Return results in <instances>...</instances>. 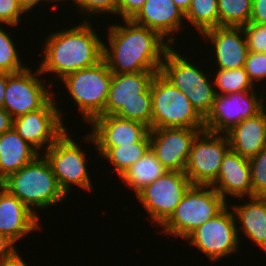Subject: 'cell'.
<instances>
[{"label":"cell","mask_w":266,"mask_h":266,"mask_svg":"<svg viewBox=\"0 0 266 266\" xmlns=\"http://www.w3.org/2000/svg\"><path fill=\"white\" fill-rule=\"evenodd\" d=\"M230 150L226 134L200 131L195 137L185 174L192 185H211L219 174L225 154Z\"/></svg>","instance_id":"obj_9"},{"label":"cell","mask_w":266,"mask_h":266,"mask_svg":"<svg viewBox=\"0 0 266 266\" xmlns=\"http://www.w3.org/2000/svg\"><path fill=\"white\" fill-rule=\"evenodd\" d=\"M173 46L166 52L160 73L185 95L195 85L213 84L201 68L191 64Z\"/></svg>","instance_id":"obj_22"},{"label":"cell","mask_w":266,"mask_h":266,"mask_svg":"<svg viewBox=\"0 0 266 266\" xmlns=\"http://www.w3.org/2000/svg\"><path fill=\"white\" fill-rule=\"evenodd\" d=\"M192 0H173V2L176 4V6L184 13L186 14L189 10L190 4Z\"/></svg>","instance_id":"obj_45"},{"label":"cell","mask_w":266,"mask_h":266,"mask_svg":"<svg viewBox=\"0 0 266 266\" xmlns=\"http://www.w3.org/2000/svg\"><path fill=\"white\" fill-rule=\"evenodd\" d=\"M12 125L13 118L11 115L4 108H0V135L10 130Z\"/></svg>","instance_id":"obj_42"},{"label":"cell","mask_w":266,"mask_h":266,"mask_svg":"<svg viewBox=\"0 0 266 266\" xmlns=\"http://www.w3.org/2000/svg\"><path fill=\"white\" fill-rule=\"evenodd\" d=\"M92 28L86 19L72 28L51 33L44 42L38 67L42 75L52 72L61 80L69 73L102 61L104 43Z\"/></svg>","instance_id":"obj_2"},{"label":"cell","mask_w":266,"mask_h":266,"mask_svg":"<svg viewBox=\"0 0 266 266\" xmlns=\"http://www.w3.org/2000/svg\"><path fill=\"white\" fill-rule=\"evenodd\" d=\"M189 21L201 35L219 26L218 0H192L189 10L185 14Z\"/></svg>","instance_id":"obj_27"},{"label":"cell","mask_w":266,"mask_h":266,"mask_svg":"<svg viewBox=\"0 0 266 266\" xmlns=\"http://www.w3.org/2000/svg\"><path fill=\"white\" fill-rule=\"evenodd\" d=\"M216 74H214L213 80L216 95L235 93L243 90H255V86L249 79L244 67L217 69Z\"/></svg>","instance_id":"obj_29"},{"label":"cell","mask_w":266,"mask_h":266,"mask_svg":"<svg viewBox=\"0 0 266 266\" xmlns=\"http://www.w3.org/2000/svg\"><path fill=\"white\" fill-rule=\"evenodd\" d=\"M18 2L23 10L27 13L32 10V8L37 6V4H39L40 2H44V0H18Z\"/></svg>","instance_id":"obj_44"},{"label":"cell","mask_w":266,"mask_h":266,"mask_svg":"<svg viewBox=\"0 0 266 266\" xmlns=\"http://www.w3.org/2000/svg\"><path fill=\"white\" fill-rule=\"evenodd\" d=\"M245 71L249 79L255 84L266 78V52L249 51L246 57Z\"/></svg>","instance_id":"obj_35"},{"label":"cell","mask_w":266,"mask_h":266,"mask_svg":"<svg viewBox=\"0 0 266 266\" xmlns=\"http://www.w3.org/2000/svg\"><path fill=\"white\" fill-rule=\"evenodd\" d=\"M252 196L266 197V148L249 158Z\"/></svg>","instance_id":"obj_33"},{"label":"cell","mask_w":266,"mask_h":266,"mask_svg":"<svg viewBox=\"0 0 266 266\" xmlns=\"http://www.w3.org/2000/svg\"><path fill=\"white\" fill-rule=\"evenodd\" d=\"M230 150L251 158L266 148V108L257 116L244 119L225 133Z\"/></svg>","instance_id":"obj_21"},{"label":"cell","mask_w":266,"mask_h":266,"mask_svg":"<svg viewBox=\"0 0 266 266\" xmlns=\"http://www.w3.org/2000/svg\"><path fill=\"white\" fill-rule=\"evenodd\" d=\"M56 102L53 97L42 109L13 118L12 127L38 152H42L43 148L44 151L48 150L66 131L64 120H62L63 113L56 106Z\"/></svg>","instance_id":"obj_13"},{"label":"cell","mask_w":266,"mask_h":266,"mask_svg":"<svg viewBox=\"0 0 266 266\" xmlns=\"http://www.w3.org/2000/svg\"><path fill=\"white\" fill-rule=\"evenodd\" d=\"M1 26L2 24H0V71L8 74L20 72L28 66H24L13 39Z\"/></svg>","instance_id":"obj_31"},{"label":"cell","mask_w":266,"mask_h":266,"mask_svg":"<svg viewBox=\"0 0 266 266\" xmlns=\"http://www.w3.org/2000/svg\"><path fill=\"white\" fill-rule=\"evenodd\" d=\"M242 205L233 204L236 223L240 224L244 235L266 251V197H248Z\"/></svg>","instance_id":"obj_24"},{"label":"cell","mask_w":266,"mask_h":266,"mask_svg":"<svg viewBox=\"0 0 266 266\" xmlns=\"http://www.w3.org/2000/svg\"><path fill=\"white\" fill-rule=\"evenodd\" d=\"M205 129L156 128L150 129L151 149L168 171H185L192 143Z\"/></svg>","instance_id":"obj_15"},{"label":"cell","mask_w":266,"mask_h":266,"mask_svg":"<svg viewBox=\"0 0 266 266\" xmlns=\"http://www.w3.org/2000/svg\"><path fill=\"white\" fill-rule=\"evenodd\" d=\"M40 154L34 161L10 174L0 184L32 212L54 206L66 199L49 161Z\"/></svg>","instance_id":"obj_3"},{"label":"cell","mask_w":266,"mask_h":266,"mask_svg":"<svg viewBox=\"0 0 266 266\" xmlns=\"http://www.w3.org/2000/svg\"><path fill=\"white\" fill-rule=\"evenodd\" d=\"M250 23L266 26V0H252Z\"/></svg>","instance_id":"obj_39"},{"label":"cell","mask_w":266,"mask_h":266,"mask_svg":"<svg viewBox=\"0 0 266 266\" xmlns=\"http://www.w3.org/2000/svg\"><path fill=\"white\" fill-rule=\"evenodd\" d=\"M116 116L137 121L151 129L152 96L150 87L143 93V100H132L124 104Z\"/></svg>","instance_id":"obj_30"},{"label":"cell","mask_w":266,"mask_h":266,"mask_svg":"<svg viewBox=\"0 0 266 266\" xmlns=\"http://www.w3.org/2000/svg\"><path fill=\"white\" fill-rule=\"evenodd\" d=\"M68 132L66 130L48 150L44 151L58 185L66 196L73 185L92 191L85 151L81 150L79 142L70 138Z\"/></svg>","instance_id":"obj_7"},{"label":"cell","mask_w":266,"mask_h":266,"mask_svg":"<svg viewBox=\"0 0 266 266\" xmlns=\"http://www.w3.org/2000/svg\"><path fill=\"white\" fill-rule=\"evenodd\" d=\"M90 124L92 131L84 140L96 145L100 157L111 147L139 142L150 130L142 123L116 115H99Z\"/></svg>","instance_id":"obj_14"},{"label":"cell","mask_w":266,"mask_h":266,"mask_svg":"<svg viewBox=\"0 0 266 266\" xmlns=\"http://www.w3.org/2000/svg\"><path fill=\"white\" fill-rule=\"evenodd\" d=\"M111 78L112 72L103 59L92 67L69 73L61 79L85 122L90 123L95 117L105 115Z\"/></svg>","instance_id":"obj_6"},{"label":"cell","mask_w":266,"mask_h":266,"mask_svg":"<svg viewBox=\"0 0 266 266\" xmlns=\"http://www.w3.org/2000/svg\"><path fill=\"white\" fill-rule=\"evenodd\" d=\"M227 205V201L211 185H191L171 216L160 227H163V233L185 240Z\"/></svg>","instance_id":"obj_4"},{"label":"cell","mask_w":266,"mask_h":266,"mask_svg":"<svg viewBox=\"0 0 266 266\" xmlns=\"http://www.w3.org/2000/svg\"><path fill=\"white\" fill-rule=\"evenodd\" d=\"M196 111L205 119L211 112L216 96L214 84L195 85L186 94Z\"/></svg>","instance_id":"obj_32"},{"label":"cell","mask_w":266,"mask_h":266,"mask_svg":"<svg viewBox=\"0 0 266 266\" xmlns=\"http://www.w3.org/2000/svg\"><path fill=\"white\" fill-rule=\"evenodd\" d=\"M213 45L218 69L243 68L249 52L242 27L218 26L205 31L202 37ZM216 58V59H215Z\"/></svg>","instance_id":"obj_16"},{"label":"cell","mask_w":266,"mask_h":266,"mask_svg":"<svg viewBox=\"0 0 266 266\" xmlns=\"http://www.w3.org/2000/svg\"><path fill=\"white\" fill-rule=\"evenodd\" d=\"M41 74L38 67L33 73L29 66L17 73H7L3 108L12 118L42 109L53 98L54 92L46 88L39 78Z\"/></svg>","instance_id":"obj_12"},{"label":"cell","mask_w":266,"mask_h":266,"mask_svg":"<svg viewBox=\"0 0 266 266\" xmlns=\"http://www.w3.org/2000/svg\"><path fill=\"white\" fill-rule=\"evenodd\" d=\"M150 90L151 129L171 127L205 129L204 118L196 111L187 96L160 72L153 78Z\"/></svg>","instance_id":"obj_5"},{"label":"cell","mask_w":266,"mask_h":266,"mask_svg":"<svg viewBox=\"0 0 266 266\" xmlns=\"http://www.w3.org/2000/svg\"><path fill=\"white\" fill-rule=\"evenodd\" d=\"M219 26L243 27L250 23L252 0H218Z\"/></svg>","instance_id":"obj_28"},{"label":"cell","mask_w":266,"mask_h":266,"mask_svg":"<svg viewBox=\"0 0 266 266\" xmlns=\"http://www.w3.org/2000/svg\"><path fill=\"white\" fill-rule=\"evenodd\" d=\"M158 72L160 71L112 73L105 104V115H116L124 104L132 100H143V93L150 87Z\"/></svg>","instance_id":"obj_20"},{"label":"cell","mask_w":266,"mask_h":266,"mask_svg":"<svg viewBox=\"0 0 266 266\" xmlns=\"http://www.w3.org/2000/svg\"><path fill=\"white\" fill-rule=\"evenodd\" d=\"M45 1H47L48 4H49V2L51 3L52 1H53L54 3L58 2V1H59V3H60V1H61V3H62V2H65L66 0H45ZM67 1H68V0H67ZM71 1H72V0H71Z\"/></svg>","instance_id":"obj_46"},{"label":"cell","mask_w":266,"mask_h":266,"mask_svg":"<svg viewBox=\"0 0 266 266\" xmlns=\"http://www.w3.org/2000/svg\"><path fill=\"white\" fill-rule=\"evenodd\" d=\"M168 170L157 159L156 154L150 149L146 154L129 167L118 177L135 195L146 185L156 181Z\"/></svg>","instance_id":"obj_25"},{"label":"cell","mask_w":266,"mask_h":266,"mask_svg":"<svg viewBox=\"0 0 266 266\" xmlns=\"http://www.w3.org/2000/svg\"><path fill=\"white\" fill-rule=\"evenodd\" d=\"M231 209V211H229ZM232 208L228 205L214 218L195 229L185 240L205 254L211 262L218 261L237 251L239 230Z\"/></svg>","instance_id":"obj_8"},{"label":"cell","mask_w":266,"mask_h":266,"mask_svg":"<svg viewBox=\"0 0 266 266\" xmlns=\"http://www.w3.org/2000/svg\"><path fill=\"white\" fill-rule=\"evenodd\" d=\"M145 2L146 0H117V14L123 20H131Z\"/></svg>","instance_id":"obj_38"},{"label":"cell","mask_w":266,"mask_h":266,"mask_svg":"<svg viewBox=\"0 0 266 266\" xmlns=\"http://www.w3.org/2000/svg\"><path fill=\"white\" fill-rule=\"evenodd\" d=\"M191 185L185 172L167 171L135 196L151 221L158 223L160 227L171 216Z\"/></svg>","instance_id":"obj_11"},{"label":"cell","mask_w":266,"mask_h":266,"mask_svg":"<svg viewBox=\"0 0 266 266\" xmlns=\"http://www.w3.org/2000/svg\"><path fill=\"white\" fill-rule=\"evenodd\" d=\"M15 244L0 233V261L9 256L16 248Z\"/></svg>","instance_id":"obj_40"},{"label":"cell","mask_w":266,"mask_h":266,"mask_svg":"<svg viewBox=\"0 0 266 266\" xmlns=\"http://www.w3.org/2000/svg\"><path fill=\"white\" fill-rule=\"evenodd\" d=\"M15 249L9 256L0 261V266H28Z\"/></svg>","instance_id":"obj_41"},{"label":"cell","mask_w":266,"mask_h":266,"mask_svg":"<svg viewBox=\"0 0 266 266\" xmlns=\"http://www.w3.org/2000/svg\"><path fill=\"white\" fill-rule=\"evenodd\" d=\"M40 217L0 184V233L14 244L41 228Z\"/></svg>","instance_id":"obj_18"},{"label":"cell","mask_w":266,"mask_h":266,"mask_svg":"<svg viewBox=\"0 0 266 266\" xmlns=\"http://www.w3.org/2000/svg\"><path fill=\"white\" fill-rule=\"evenodd\" d=\"M6 85L7 73L0 71V108H3Z\"/></svg>","instance_id":"obj_43"},{"label":"cell","mask_w":266,"mask_h":266,"mask_svg":"<svg viewBox=\"0 0 266 266\" xmlns=\"http://www.w3.org/2000/svg\"><path fill=\"white\" fill-rule=\"evenodd\" d=\"M242 28L248 50L251 52H266V26L249 23Z\"/></svg>","instance_id":"obj_36"},{"label":"cell","mask_w":266,"mask_h":266,"mask_svg":"<svg viewBox=\"0 0 266 266\" xmlns=\"http://www.w3.org/2000/svg\"><path fill=\"white\" fill-rule=\"evenodd\" d=\"M184 19L185 14L173 0H146L131 20L140 26L156 31L173 46L174 41L177 40L174 33L183 29Z\"/></svg>","instance_id":"obj_17"},{"label":"cell","mask_w":266,"mask_h":266,"mask_svg":"<svg viewBox=\"0 0 266 266\" xmlns=\"http://www.w3.org/2000/svg\"><path fill=\"white\" fill-rule=\"evenodd\" d=\"M109 24V46L104 42L103 59L114 74L160 71L166 52L172 47L156 31L132 20Z\"/></svg>","instance_id":"obj_1"},{"label":"cell","mask_w":266,"mask_h":266,"mask_svg":"<svg viewBox=\"0 0 266 266\" xmlns=\"http://www.w3.org/2000/svg\"><path fill=\"white\" fill-rule=\"evenodd\" d=\"M39 153L12 127L0 135V183L10 174L34 161Z\"/></svg>","instance_id":"obj_23"},{"label":"cell","mask_w":266,"mask_h":266,"mask_svg":"<svg viewBox=\"0 0 266 266\" xmlns=\"http://www.w3.org/2000/svg\"><path fill=\"white\" fill-rule=\"evenodd\" d=\"M22 13L26 12L18 0H0V24L12 27L19 25Z\"/></svg>","instance_id":"obj_37"},{"label":"cell","mask_w":266,"mask_h":266,"mask_svg":"<svg viewBox=\"0 0 266 266\" xmlns=\"http://www.w3.org/2000/svg\"><path fill=\"white\" fill-rule=\"evenodd\" d=\"M151 149L150 133L148 132L139 142L130 145L111 147L102 157L113 165L120 177L129 167L142 158Z\"/></svg>","instance_id":"obj_26"},{"label":"cell","mask_w":266,"mask_h":266,"mask_svg":"<svg viewBox=\"0 0 266 266\" xmlns=\"http://www.w3.org/2000/svg\"><path fill=\"white\" fill-rule=\"evenodd\" d=\"M74 7L84 15L115 14L117 16V0H72ZM92 14V15H91Z\"/></svg>","instance_id":"obj_34"},{"label":"cell","mask_w":266,"mask_h":266,"mask_svg":"<svg viewBox=\"0 0 266 266\" xmlns=\"http://www.w3.org/2000/svg\"><path fill=\"white\" fill-rule=\"evenodd\" d=\"M211 186L225 200L227 195L239 199L252 197L249 159L229 150L223 157L217 179Z\"/></svg>","instance_id":"obj_19"},{"label":"cell","mask_w":266,"mask_h":266,"mask_svg":"<svg viewBox=\"0 0 266 266\" xmlns=\"http://www.w3.org/2000/svg\"><path fill=\"white\" fill-rule=\"evenodd\" d=\"M256 90L216 95L211 112L204 119L205 130L225 134L242 120L257 116L265 109L264 92Z\"/></svg>","instance_id":"obj_10"}]
</instances>
